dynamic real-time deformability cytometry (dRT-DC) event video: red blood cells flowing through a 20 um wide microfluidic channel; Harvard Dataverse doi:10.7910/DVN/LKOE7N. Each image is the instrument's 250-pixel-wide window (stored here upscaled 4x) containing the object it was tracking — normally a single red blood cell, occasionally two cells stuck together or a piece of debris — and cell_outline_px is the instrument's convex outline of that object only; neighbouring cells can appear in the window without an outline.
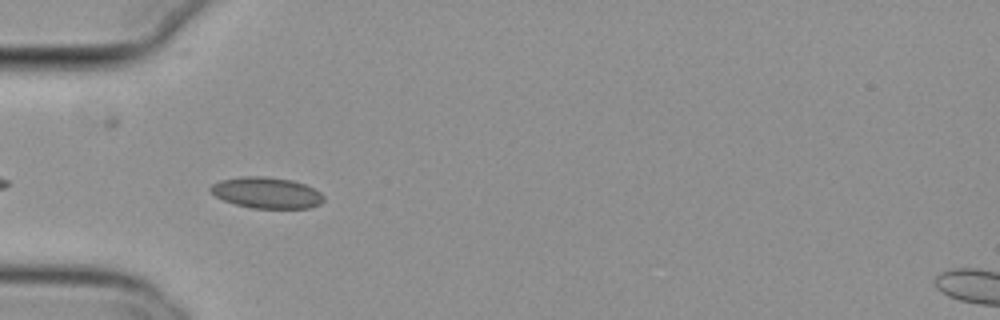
{"species": "common noctule bat (a hibernating species)", "species_latin": "Nyctalus noctula", "temperature_condition": "cold", "stored_images_in_passage": 34, "camera_frame_rate_fps": 3000, "um_per_image_px": 0.085, "animal": {"sex": "female", "body_mass_g": 29.2, "forearm_length_mm": 56.3}, "frame": {"image": 1, "passage_image": 3, "time_ms": 0.667, "image_size_px": [1000, 320], "cell_outline_px": [[324, 200], [320, 204], [308, 208], [252, 208], [236, 204], [224, 200], [216, 196], [208, 188], [212, 184], [220, 180], [244, 176], [264, 176], [292, 180], [304, 184], [320, 192], [324, 196]], "centroid_in_image_um": [22.66, 16.38], "position_along_channel_um": 62.3, "area_um2": 20.4}}
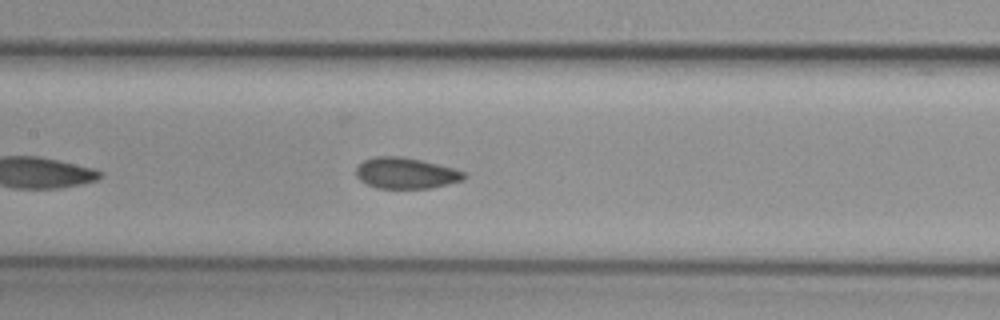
{"frame": {"image": 2, "passage_image": 12, "time_ms": 3.667, "image_size_px": [1000, 320], "cell_outline_px": [[468, 176], [464, 180], [432, 188], [376, 188], [360, 180], [356, 176], [356, 168], [364, 160], [376, 156], [404, 156], [452, 168], [464, 172]], "centroid_in_image_um": [34.5, 14.72], "position_along_channel_um": 172.9, "area_um2": 19.48}}
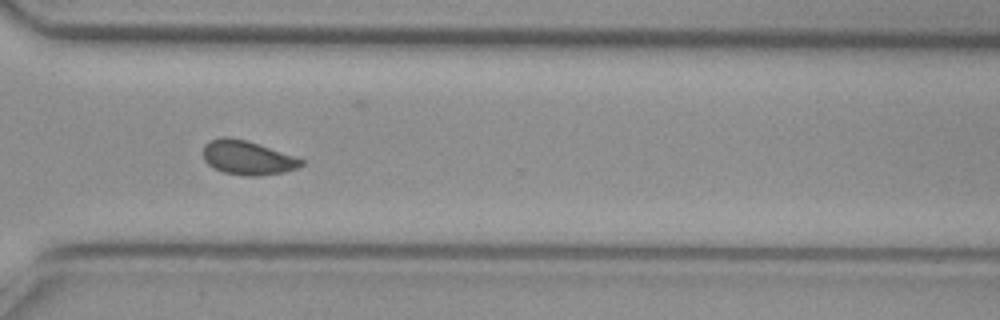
{"frame": {"image": 3, "passage_image": 26, "time_ms": 8.333, "image_size_px": [1000, 320], "cell_outline_px": [[304, 164], [296, 168], [284, 172], [260, 176], [244, 176], [224, 172], [208, 164], [204, 160], [204, 144], [208, 140], [220, 136], [228, 136], [248, 140], [296, 156], [304, 160]], "centroid_in_image_um": [21.04, 13.38], "position_along_channel_um": 349.6, "area_um2": 19.77}, "authors_computed_cell_mechanics": {"area_um2": 19.3919, "velocity_mm_per_s": 3.7907, "shape_relaxation_time_tau1_ms": null, "shape_relaxation_time_tau2_ms": 1.5759, "deformation_change_tau1": null, "deformation_change_tau2": 0.0462}}